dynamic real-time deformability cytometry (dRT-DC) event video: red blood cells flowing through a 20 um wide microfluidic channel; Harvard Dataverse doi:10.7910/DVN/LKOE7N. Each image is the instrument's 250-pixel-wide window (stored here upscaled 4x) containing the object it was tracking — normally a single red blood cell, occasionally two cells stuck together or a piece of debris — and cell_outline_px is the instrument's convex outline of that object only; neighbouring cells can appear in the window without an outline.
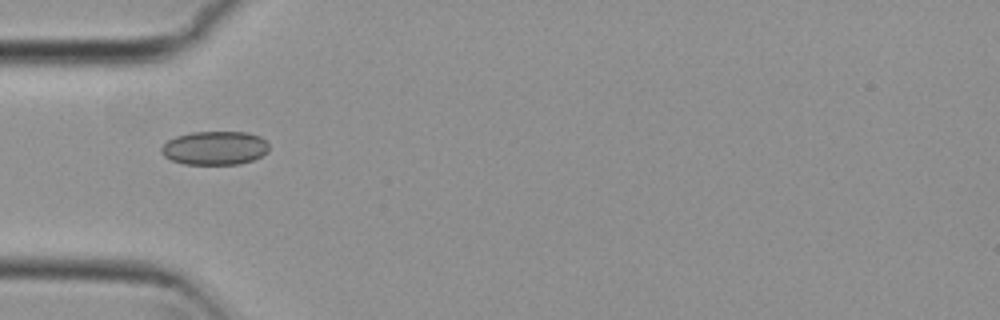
{"species": "common noctule bat (a hibernating species)", "species_latin": "Nyctalus noctula", "temperature_condition": "cold", "stored_images_in_passage": 6, "camera_frame_rate_fps": 3000, "um_per_image_px": 0.085, "animal": {"sex": "female", "body_mass_g": 29.2, "forearm_length_mm": 56.3}, "frame": {"image": 1, "passage_image": 5, "time_ms": 1.333, "image_size_px": [1000, 320], "cell_outline_px": [[268, 152], [252, 160], [240, 164], [184, 164], [172, 160], [164, 156], [160, 152], [160, 148], [168, 140], [176, 136], [192, 132], [248, 132], [260, 136], [268, 144]], "centroid_in_image_um": [18.25, 12.58], "position_along_channel_um": 66.8, "area_um2": 21.15}}
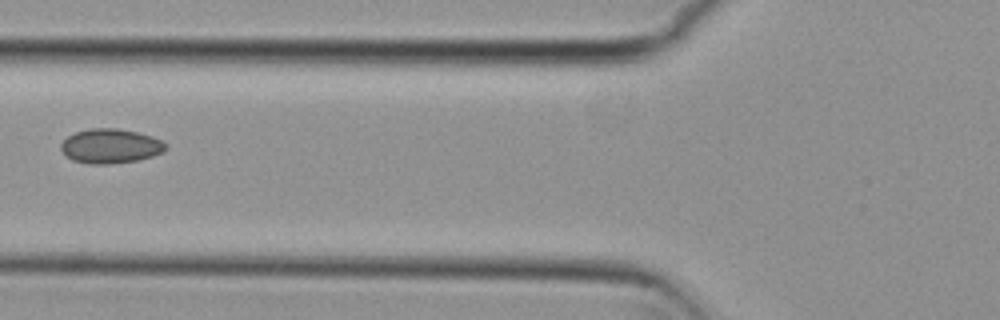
{"frame": {"image": 2, "passage_image": 6, "time_ms": 1.667, "image_size_px": [1000, 320], "cell_outline_px": [[168, 148], [164, 152], [152, 156], [136, 160], [108, 164], [88, 164], [72, 160], [60, 148], [60, 144], [68, 136], [76, 132], [92, 128], [116, 128], [136, 132], [152, 136], [168, 144]], "centroid_in_image_um": [9.41, 12.42], "position_along_channel_um": 116.4, "area_um2": 20.98}}